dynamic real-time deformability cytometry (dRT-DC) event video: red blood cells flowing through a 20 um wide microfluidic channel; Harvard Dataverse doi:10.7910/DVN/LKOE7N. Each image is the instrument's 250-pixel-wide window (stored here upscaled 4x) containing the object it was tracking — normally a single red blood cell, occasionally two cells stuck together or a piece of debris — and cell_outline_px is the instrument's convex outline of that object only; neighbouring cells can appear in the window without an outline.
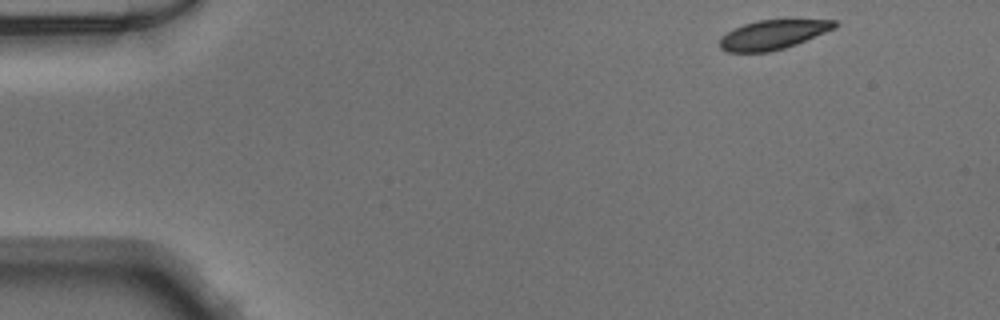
{"species": "Egyptian fruit bat (a non-hibernating species)", "species_latin": "Rousettus aegyptiacus", "temperature_condition": "warm", "stored_images_in_passage": 46, "camera_frame_rate_fps": 3000, "um_per_image_px": 0.085, "animal": {"sex": "male"}, "frame": {"image": 1, "passage_image": 1, "time_ms": 0.0, "image_size_px": [1000, 320], "cell_outline_px": [[840, 24], [836, 28], [796, 44], [784, 48], [768, 52], [728, 52], [720, 48], [720, 40], [732, 28], [744, 24], [760, 20], [836, 20]], "centroid_in_image_um": [65.73, 2.94], "position_along_channel_um": 19.3, "area_um2": 19.48}}
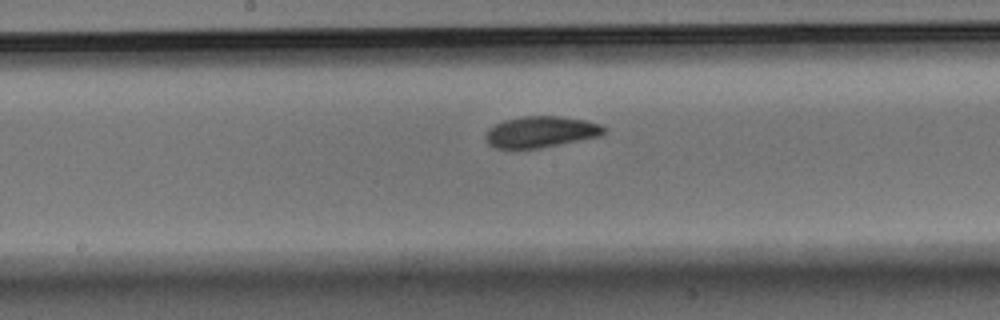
{"frame": {"image": 2, "passage_image": 22, "time_ms": 7.0, "image_size_px": [1000, 320], "cell_outline_px": [[608, 132], [600, 136], [540, 148], [496, 148], [488, 144], [484, 136], [488, 128], [504, 120], [524, 116], [560, 116], [584, 120], [600, 124], [608, 128]], "centroid_in_image_um": [45.99, 11.2], "position_along_channel_um": 202.2, "area_um2": 21.62}}
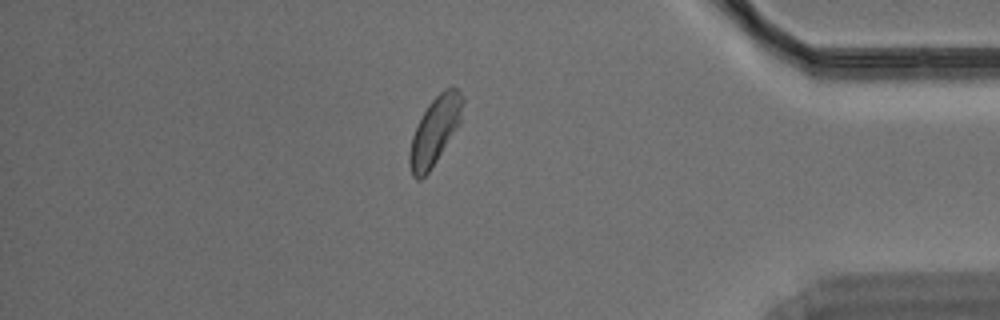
{"frame": {"image": 3, "passage_image": 39, "time_ms": 12.667, "image_size_px": [1000, 320], "cell_outline_px": [[464, 100], [460, 124], [428, 172], [420, 180], [416, 180], [412, 176], [408, 160], [408, 156], [412, 136], [428, 104], [440, 92], [452, 84], [456, 88]], "centroid_in_image_um": [36.96, 11.11], "position_along_channel_um": 398.2, "area_um2": 20.69}}